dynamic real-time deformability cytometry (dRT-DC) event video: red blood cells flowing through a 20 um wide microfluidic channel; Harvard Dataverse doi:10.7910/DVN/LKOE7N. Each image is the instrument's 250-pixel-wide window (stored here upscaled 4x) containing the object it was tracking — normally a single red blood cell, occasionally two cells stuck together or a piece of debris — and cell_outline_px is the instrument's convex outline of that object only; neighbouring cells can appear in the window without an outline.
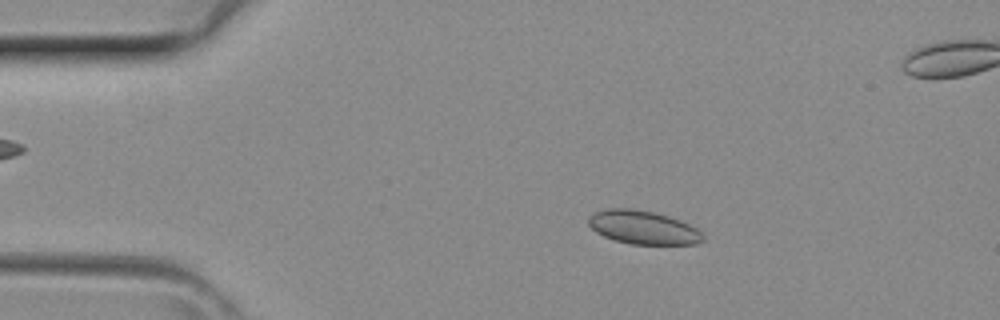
{"species": "common noctule bat (a hibernating species)", "species_latin": "Nyctalus noctula", "temperature_condition": "room temperature", "stored_images_in_passage": 4, "camera_frame_rate_fps": 3000, "um_per_image_px": 0.085, "animal": {"sex": "female", "body_mass_g": 29.2, "forearm_length_mm": 56.3}, "frame": {"image": 1, "passage_image": 2, "time_ms": 0.333, "image_size_px": [1000, 320], "cell_outline_px": [[704, 240], [696, 244], [632, 244], [616, 240], [604, 236], [596, 232], [588, 224], [588, 216], [596, 212], [608, 208], [632, 208], [656, 212], [680, 220], [696, 228], [704, 236]], "centroid_in_image_um": [54.66, 19.32], "position_along_channel_um": 30.3, "area_um2": 22.31}}